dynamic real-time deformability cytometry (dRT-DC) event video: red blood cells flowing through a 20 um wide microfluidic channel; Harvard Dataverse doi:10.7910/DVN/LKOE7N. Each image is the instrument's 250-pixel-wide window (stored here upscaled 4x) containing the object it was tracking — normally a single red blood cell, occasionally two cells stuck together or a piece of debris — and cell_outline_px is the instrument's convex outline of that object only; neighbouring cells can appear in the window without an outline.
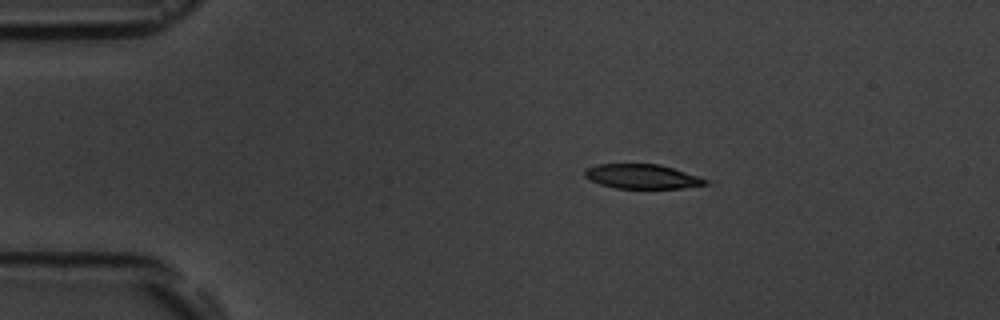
{"species": "common noctule bat (a hibernating species)", "species_latin": "Nyctalus noctula", "temperature_condition": "room temperature", "stored_images_in_passage": 4, "camera_frame_rate_fps": 3000, "um_per_image_px": 0.085, "animal": {"sex": "male", "body_mass_g": 19.5, "forearm_length_mm": 54.6}, "frame": {"image": 1, "passage_image": 2, "time_ms": 2.0, "image_size_px": [1000, 320], "cell_outline_px": [[708, 184], [680, 188], [616, 188], [600, 184], [588, 180], [584, 176], [584, 168], [596, 164], [660, 164], [708, 180]], "centroid_in_image_um": [54.49, 14.99], "position_along_channel_um": 30.5, "area_um2": 17.11}}